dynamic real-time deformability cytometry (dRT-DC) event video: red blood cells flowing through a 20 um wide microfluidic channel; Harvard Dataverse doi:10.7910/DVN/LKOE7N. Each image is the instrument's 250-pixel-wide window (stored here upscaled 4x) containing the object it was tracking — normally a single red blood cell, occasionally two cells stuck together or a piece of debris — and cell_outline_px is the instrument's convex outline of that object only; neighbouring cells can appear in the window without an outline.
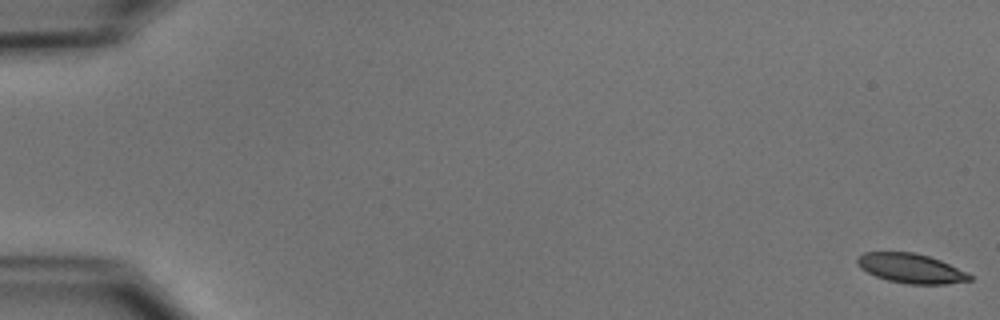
{"species": "common noctule bat (a hibernating species)", "species_latin": "Nyctalus noctula", "temperature_condition": "cold", "stored_images_in_passage": 55, "camera_frame_rate_fps": 3000, "um_per_image_px": 0.085, "animal": {"sex": "male", "body_mass_g": 15.6}, "frame": {"image": 1, "passage_image": 1, "time_ms": 0.0, "image_size_px": [1000, 320], "cell_outline_px": [[972, 280], [944, 284], [908, 284], [888, 280], [876, 276], [860, 268], [856, 264], [856, 260], [864, 252], [916, 252], [940, 260], [972, 276]], "centroid_in_image_um": [77.39, 22.8], "position_along_channel_um": 7.6, "area_um2": 19.07}}
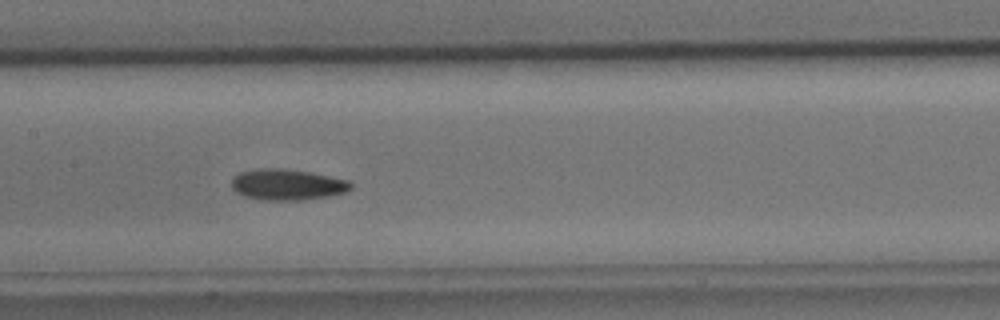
{"frame": {"image": 2, "passage_image": 28, "time_ms": 9.0, "image_size_px": [1000, 320], "cell_outline_px": [[352, 188], [344, 192], [328, 196], [304, 200], [264, 200], [244, 196], [236, 192], [232, 188], [232, 176], [240, 172], [260, 168], [284, 168], [308, 172], [348, 180], [352, 184]], "centroid_in_image_um": [24.38, 15.69], "position_along_channel_um": 183.0, "area_um2": 21.5}}
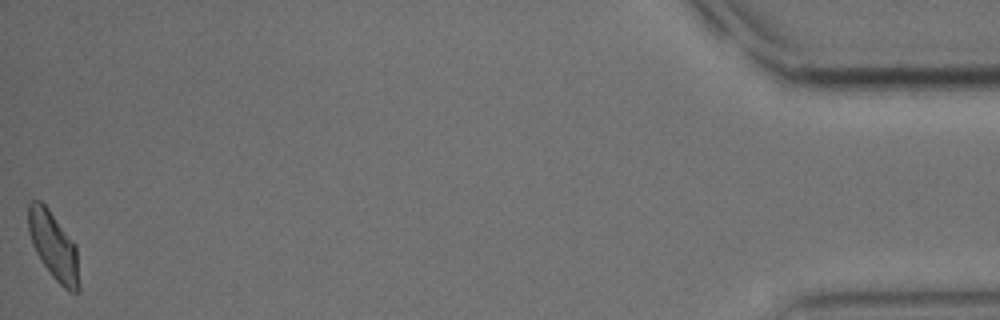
{"frame": {"image": 3, "passage_image": 55, "time_ms": 18.0, "image_size_px": [1000, 320], "cell_outline_px": [[80, 288], [76, 292], [72, 292], [64, 288], [52, 276], [36, 252], [28, 232], [28, 204], [32, 200], [40, 200], [48, 208], [76, 244], [80, 284]], "centroid_in_image_um": [4.57, 20.89], "position_along_channel_um": 430.6, "area_um2": 20.0}, "authors_computed_cell_mechanics": {"area_um2": 20.4612, "velocity_mm_per_s": 3.728, "shape_relaxation_time_tau1_ms": 3.0742, "shape_relaxation_time_tau2_ms": 4.0164, "deformation_change_tau1": 0.1211, "deformation_change_tau2": 0.0963}}